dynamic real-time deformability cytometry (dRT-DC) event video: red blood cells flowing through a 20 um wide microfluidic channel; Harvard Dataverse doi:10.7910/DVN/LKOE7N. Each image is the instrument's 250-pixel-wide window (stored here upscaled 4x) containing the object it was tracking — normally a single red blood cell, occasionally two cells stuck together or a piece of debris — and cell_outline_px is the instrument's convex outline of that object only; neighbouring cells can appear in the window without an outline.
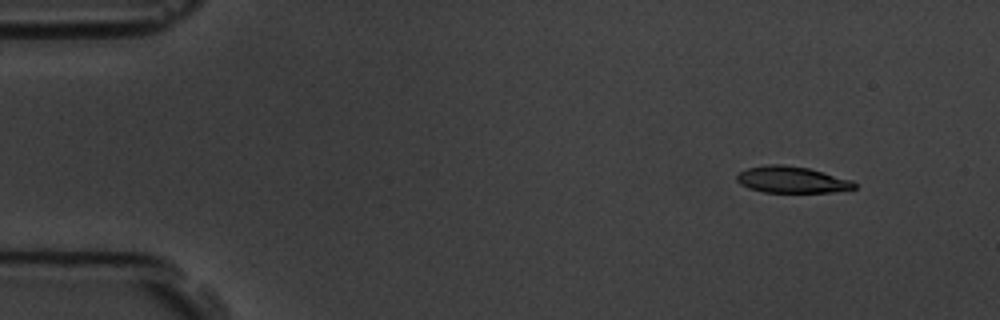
{"species": "common noctule bat (a hibernating species)", "species_latin": "Nyctalus noctula", "temperature_condition": "room temperature", "stored_images_in_passage": 6, "camera_frame_rate_fps": 3000, "um_per_image_px": 0.085, "animal": {"sex": "male", "body_mass_g": 19.5, "forearm_length_mm": 54.6}, "frame": {"image": 1, "passage_image": 2, "time_ms": 1.333, "image_size_px": [1000, 320], "cell_outline_px": [[856, 188], [832, 192], [764, 192], [748, 188], [740, 184], [736, 180], [736, 176], [740, 172], [748, 168], [768, 164], [784, 164], [808, 168], [852, 180], [856, 184]], "centroid_in_image_um": [67.28, 15.27], "position_along_channel_um": 17.7, "area_um2": 18.09}}
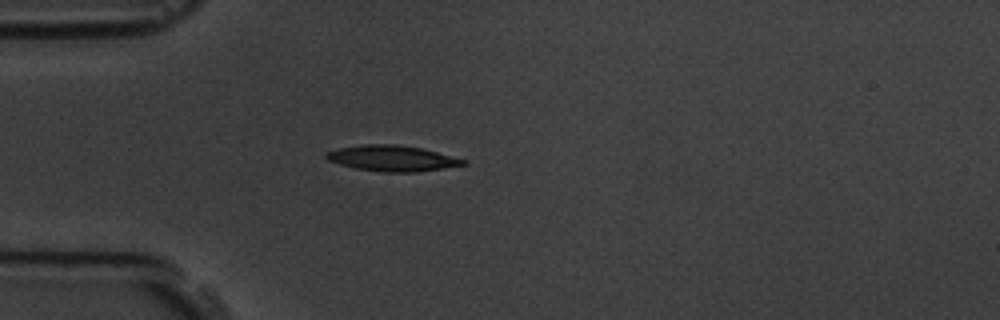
{"frame": {"image": 2, "passage_image": 5, "time_ms": 4.667, "image_size_px": [1000, 320], "cell_outline_px": [[468, 164], [416, 172], [384, 172], [356, 168], [340, 164], [328, 160], [324, 156], [324, 152], [340, 148], [364, 144], [396, 144], [420, 148], [468, 160]], "centroid_in_image_um": [33.33, 13.45], "position_along_channel_um": 51.7, "area_um2": 20.4}}